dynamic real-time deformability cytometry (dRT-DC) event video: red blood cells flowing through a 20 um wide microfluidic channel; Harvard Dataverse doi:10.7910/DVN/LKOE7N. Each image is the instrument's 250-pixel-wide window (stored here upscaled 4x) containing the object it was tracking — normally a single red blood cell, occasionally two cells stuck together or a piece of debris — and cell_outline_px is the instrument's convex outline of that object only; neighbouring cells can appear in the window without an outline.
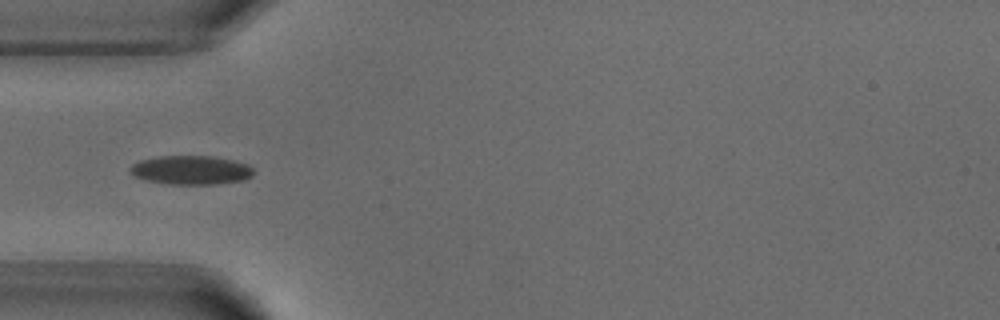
{"species": "common noctule bat (a hibernating species)", "species_latin": "Nyctalus noctula", "temperature_condition": "warm", "stored_images_in_passage": 7, "camera_frame_rate_fps": 3000, "um_per_image_px": 0.085, "animal": {"sex": "male", "body_mass_g": 18.8}, "frame": {"image": 1, "passage_image": 4, "time_ms": 4.667, "image_size_px": [1000, 320], "cell_outline_px": [[252, 176], [244, 180], [216, 184], [168, 184], [144, 180], [136, 176], [128, 168], [132, 164], [140, 160], [160, 156], [212, 156], [232, 160], [248, 164], [252, 168]], "centroid_in_image_um": [16.23, 14.46], "position_along_channel_um": 68.8, "area_um2": 20.75}}
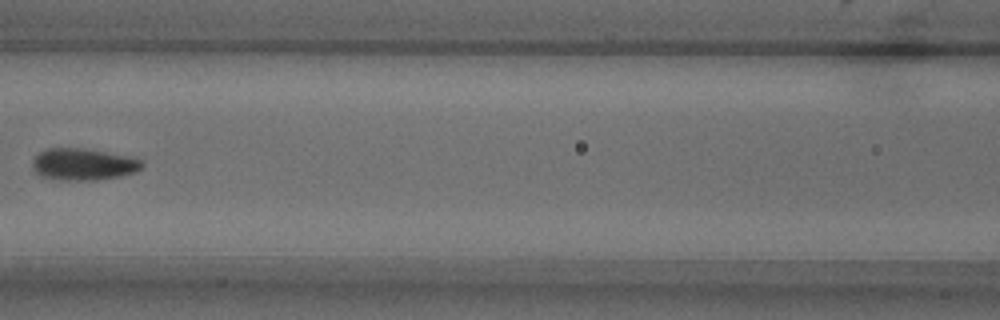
{"frame": {"image": 2, "passage_image": 6, "time_ms": 7.0, "image_size_px": [1000, 320], "cell_outline_px": [[144, 164], [136, 172], [120, 176], [96, 180], [60, 180], [40, 176], [32, 168], [32, 160], [44, 148], [84, 148], [136, 156], [144, 160]], "centroid_in_image_um": [7.13, 13.95], "position_along_channel_um": 159.5, "area_um2": 20.81}}
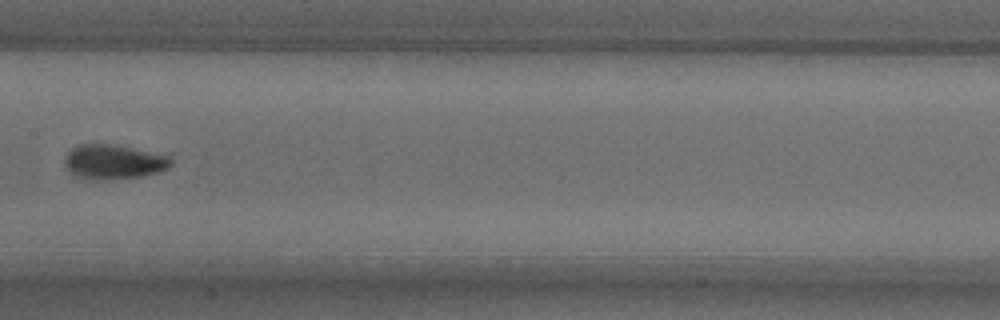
{"frame": {"image": 3, "passage_image": 7, "time_ms": 8.0, "image_size_px": [1000, 320], "cell_outline_px": [[172, 164], [168, 168], [156, 172], [140, 176], [104, 180], [92, 180], [80, 176], [72, 172], [68, 168], [64, 160], [64, 156], [72, 148], [80, 144], [112, 144], [172, 152]], "centroid_in_image_um": [9.81, 13.71], "position_along_channel_um": 197.6, "area_um2": 22.02}}